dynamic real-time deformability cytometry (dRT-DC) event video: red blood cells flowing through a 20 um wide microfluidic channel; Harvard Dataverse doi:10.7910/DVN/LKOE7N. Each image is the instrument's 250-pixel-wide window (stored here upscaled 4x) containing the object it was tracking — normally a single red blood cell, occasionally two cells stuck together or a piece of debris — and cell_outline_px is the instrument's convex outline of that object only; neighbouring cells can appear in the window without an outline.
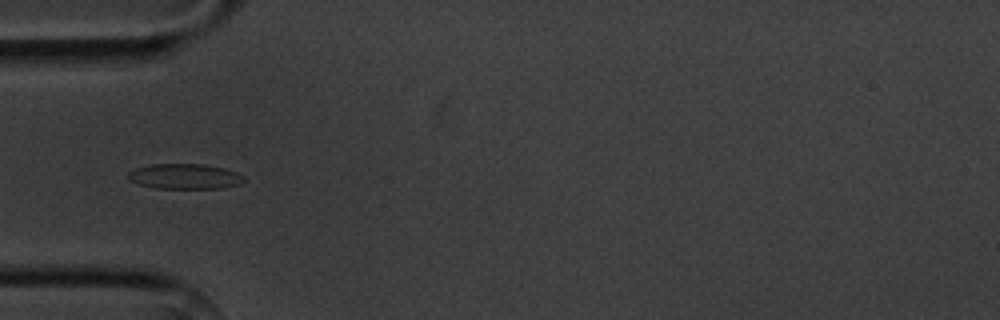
{"species": "common noctule bat (a hibernating species)", "species_latin": "Nyctalus noctula", "temperature_condition": "cold", "stored_images_in_passage": 9, "camera_frame_rate_fps": 3000, "um_per_image_px": 0.085, "animal": {"sex": "male", "body_mass_g": 20.1, "forearm_length_mm": 53.5}, "frame": {"image": 1, "passage_image": 3, "time_ms": 2.333, "image_size_px": [1000, 320], "cell_outline_px": [[248, 180], [240, 184], [224, 188], [156, 188], [140, 184], [128, 180], [128, 172], [136, 168], [152, 164], [204, 164], [224, 168], [236, 172], [244, 176]], "centroid_in_image_um": [15.75, 14.99], "position_along_channel_um": 69.2, "area_um2": 17.11}}
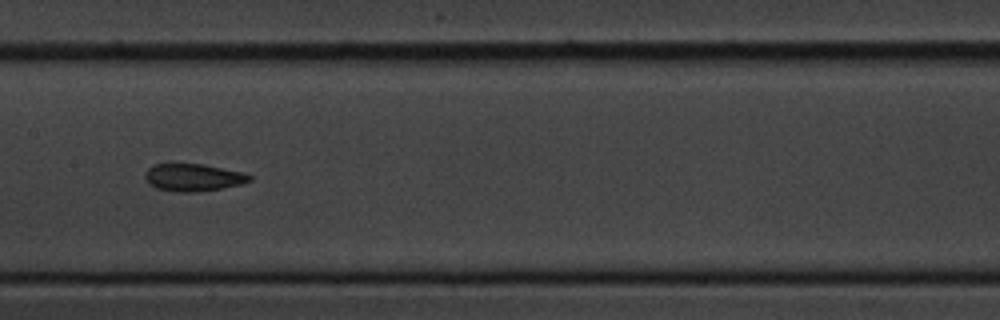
{"frame": {"image": 2, "passage_image": 6, "time_ms": 5.667, "image_size_px": [1000, 320], "cell_outline_px": [[252, 180], [244, 184], [200, 192], [176, 192], [156, 188], [148, 184], [144, 176], [144, 172], [152, 164], [204, 164], [244, 172], [252, 176]], "centroid_in_image_um": [16.43, 15.09], "position_along_channel_um": 191.0, "area_um2": 17.05}}
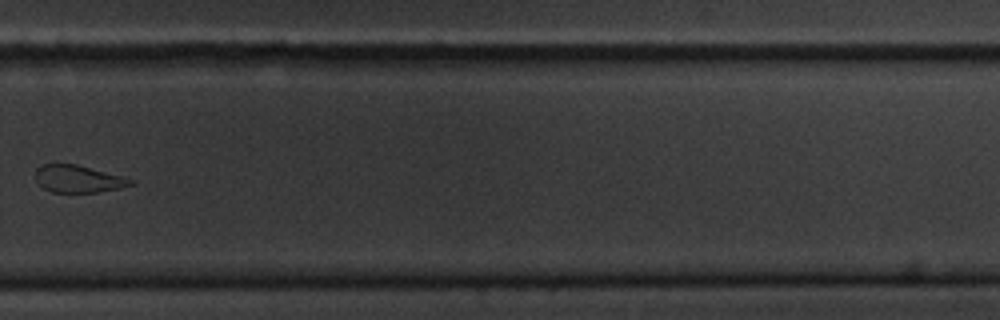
{"frame": {"image": 3, "passage_image": 9, "time_ms": 9.333, "image_size_px": [1000, 320], "cell_outline_px": [[132, 184], [120, 188], [96, 192], [52, 192], [44, 188], [36, 180], [36, 168], [40, 164], [76, 164], [120, 176], [132, 180]], "centroid_in_image_um": [6.59, 15.2], "position_along_channel_um": 323.2, "area_um2": 14.8}}